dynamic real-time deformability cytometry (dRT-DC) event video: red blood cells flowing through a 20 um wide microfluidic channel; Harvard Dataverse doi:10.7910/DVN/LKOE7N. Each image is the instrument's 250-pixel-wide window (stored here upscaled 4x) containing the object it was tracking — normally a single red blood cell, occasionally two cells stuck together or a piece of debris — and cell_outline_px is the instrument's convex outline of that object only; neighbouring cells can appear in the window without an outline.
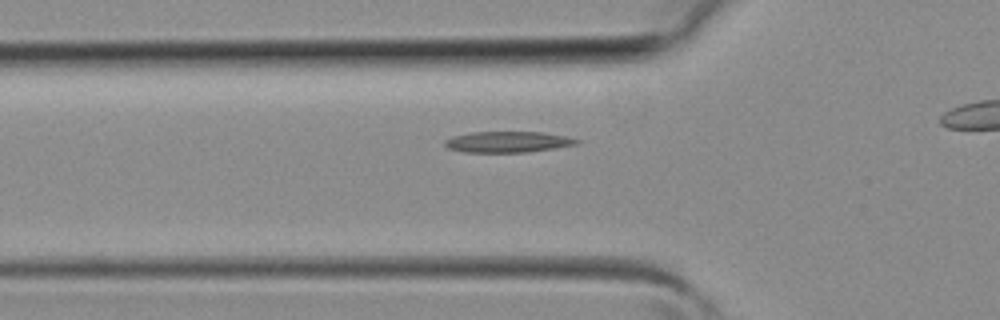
{"species": "common noctule bat (a hibernating species)", "species_latin": "Nyctalus noctula", "temperature_condition": "room temperature", "stored_images_in_passage": 20, "camera_frame_rate_fps": 3000, "um_per_image_px": 0.085, "animal": {"sex": "female", "body_mass_g": 19.3, "forearm_length_mm": 54.1}, "frame": {"image": 1, "passage_image": 9, "time_ms": 2.667, "image_size_px": [1000, 320], "cell_outline_px": [[580, 140], [576, 144], [552, 148], [524, 152], [464, 152], [448, 148], [444, 144], [444, 140], [452, 136], [472, 132], [544, 132], [564, 136]], "centroid_in_image_um": [43.09, 12.05], "position_along_channel_um": 82.7, "area_um2": 15.9}}
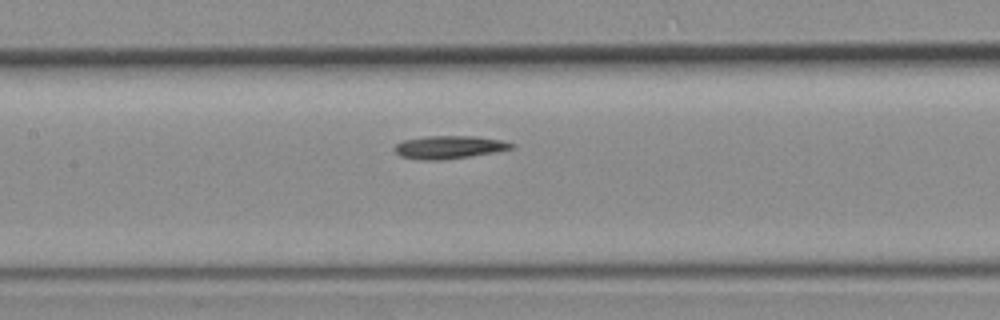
{"frame": {"image": 2, "passage_image": 14, "time_ms": 4.333, "image_size_px": [1000, 320], "cell_outline_px": [[516, 148], [496, 152], [444, 160], [420, 160], [400, 156], [392, 148], [396, 144], [404, 140], [428, 136], [476, 136], [500, 140], [516, 144]], "centroid_in_image_um": [38.2, 12.52], "position_along_channel_um": 169.2, "area_um2": 15.78}}
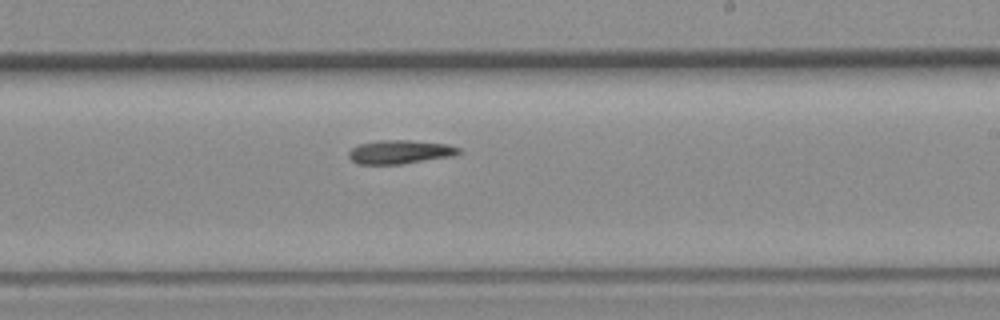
{"frame": {"image": 3, "passage_image": 19, "time_ms": 6.0, "image_size_px": [1000, 320], "cell_outline_px": [[460, 152], [448, 156], [400, 164], [356, 164], [348, 156], [348, 152], [352, 148], [360, 144], [376, 140], [408, 140], [448, 144], [460, 148]], "centroid_in_image_um": [33.93, 12.9], "position_along_channel_um": 255.1, "area_um2": 14.97}}